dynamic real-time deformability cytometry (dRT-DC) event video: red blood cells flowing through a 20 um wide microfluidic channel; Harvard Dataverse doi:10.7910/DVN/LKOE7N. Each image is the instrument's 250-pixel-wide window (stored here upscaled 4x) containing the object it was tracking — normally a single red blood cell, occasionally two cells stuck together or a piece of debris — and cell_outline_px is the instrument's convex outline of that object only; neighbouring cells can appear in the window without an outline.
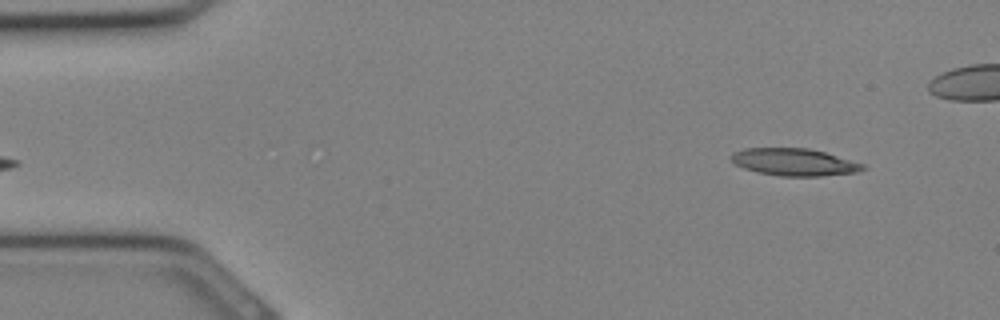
{"species": "Egyptian fruit bat (a non-hibernating species)", "species_latin": "Rousettus aegyptiacus", "temperature_condition": "cold", "stored_images_in_passage": 17, "camera_frame_rate_fps": 3000, "um_per_image_px": 0.085, "animal": {"sex": "female"}, "frame": {"image": 1, "passage_image": 1, "time_ms": 0.0, "image_size_px": [1000, 320], "cell_outline_px": [[868, 168], [856, 172], [820, 176], [780, 176], [756, 172], [744, 168], [736, 164], [728, 156], [732, 152], [744, 148], [808, 148], [824, 152], [864, 164]], "centroid_in_image_um": [67.47, 13.77], "position_along_channel_um": 17.5, "area_um2": 20.92}}
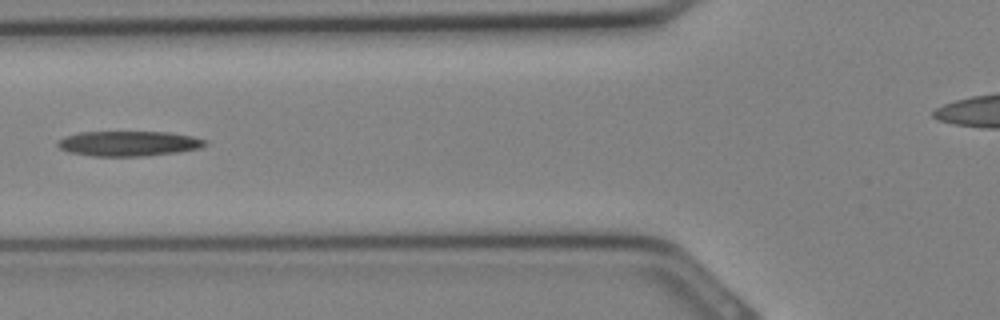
{"frame": {"image": 2, "passage_image": 10, "time_ms": 3.0, "image_size_px": [1000, 320], "cell_outline_px": [[208, 144], [200, 148], [176, 152], [144, 156], [92, 156], [68, 152], [60, 148], [56, 144], [56, 140], [64, 136], [80, 132], [172, 132], [192, 136], [208, 140]], "centroid_in_image_um": [10.92, 12.19], "position_along_channel_um": 114.9, "area_um2": 21.73}}
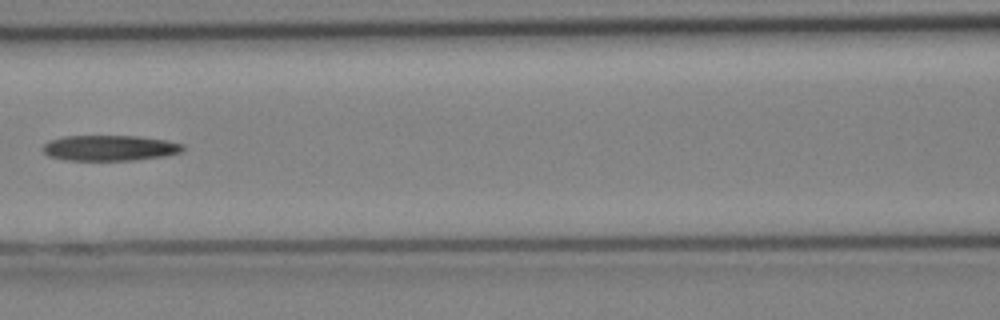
{"frame": {"image": 3, "passage_image": 12, "time_ms": 3.667, "image_size_px": [1000, 320], "cell_outline_px": [[184, 148], [180, 152], [164, 156], [136, 160], [64, 160], [48, 156], [40, 148], [48, 140], [64, 136], [136, 136], [168, 140], [184, 144]], "centroid_in_image_um": [9.3, 12.57], "position_along_channel_um": 157.3, "area_um2": 21.04}}